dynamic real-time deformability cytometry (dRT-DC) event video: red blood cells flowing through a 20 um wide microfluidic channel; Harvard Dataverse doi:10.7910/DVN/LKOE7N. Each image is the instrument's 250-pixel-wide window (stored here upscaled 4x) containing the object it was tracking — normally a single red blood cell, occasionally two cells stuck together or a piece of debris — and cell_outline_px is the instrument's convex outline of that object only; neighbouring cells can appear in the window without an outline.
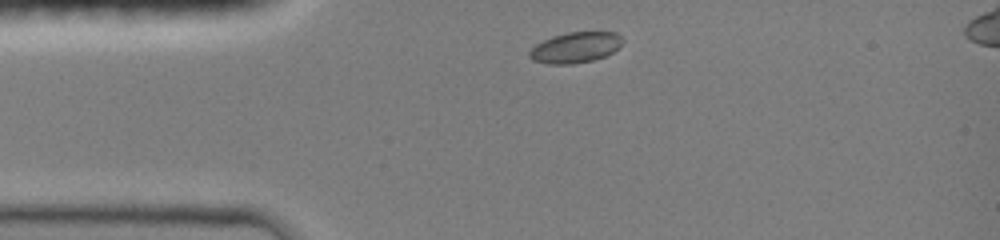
{"species": "common noctule bat (a hibernating species)", "species_latin": "Nyctalus noctula", "temperature_condition": "room temperature", "stored_images_in_passage": 5, "camera_frame_rate_fps": 3000, "um_per_image_px": 0.085, "animal": {"sex": "female", "body_mass_g": 19.0, "forearm_length_mm": 51.5}, "frame": {"image": 1, "passage_image": 1, "time_ms": 0.0, "image_size_px": [1000, 240], "cell_outline_px": [[624, 40], [612, 52], [604, 56], [592, 60], [572, 64], [548, 64], [532, 60], [528, 56], [528, 52], [536, 44], [552, 36], [568, 32], [616, 32]], "centroid_in_image_um": [48.87, 4.03], "position_along_channel_um": 36.1, "area_um2": 16.53}}
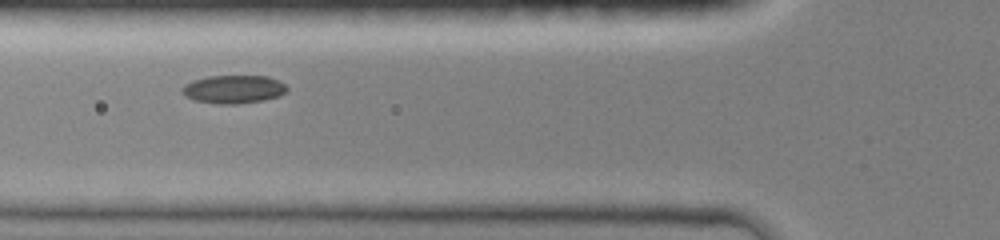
{"frame": {"image": 2, "passage_image": 4, "time_ms": 2.333, "image_size_px": [1000, 240], "cell_outline_px": [[288, 92], [280, 96], [260, 100], [236, 104], [220, 104], [196, 100], [184, 96], [180, 88], [184, 84], [192, 80], [208, 76], [268, 76], [284, 84], [288, 88]], "centroid_in_image_um": [19.83, 7.58], "position_along_channel_um": 106.0, "area_um2": 17.22}}